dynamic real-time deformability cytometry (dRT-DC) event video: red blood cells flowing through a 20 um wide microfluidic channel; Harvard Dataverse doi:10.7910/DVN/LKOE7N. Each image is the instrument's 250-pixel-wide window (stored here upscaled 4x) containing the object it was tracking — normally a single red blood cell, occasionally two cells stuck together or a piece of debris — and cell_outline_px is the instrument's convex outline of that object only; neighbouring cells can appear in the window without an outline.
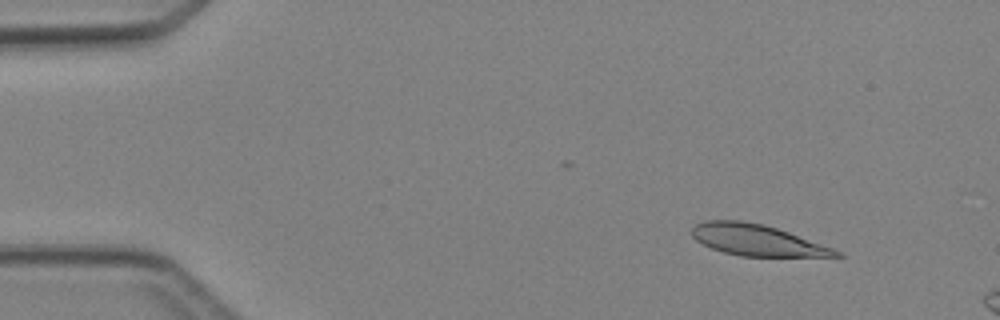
{"species": "Egyptian fruit bat (a non-hibernating species)", "species_latin": "Rousettus aegyptiacus", "temperature_condition": "cold", "stored_images_in_passage": 5, "camera_frame_rate_fps": 3000, "um_per_image_px": 0.085, "animal": {"sex": "female"}, "frame": {"image": 1, "passage_image": 2, "time_ms": 1.0, "image_size_px": [1000, 320], "cell_outline_px": [[844, 256], [740, 256], [724, 252], [712, 248], [696, 240], [692, 236], [692, 228], [696, 224], [704, 220], [740, 220], [764, 224], [788, 232], [832, 248], [840, 252]], "centroid_in_image_um": [64.29, 20.4], "position_along_channel_um": 20.7, "area_um2": 25.78}}